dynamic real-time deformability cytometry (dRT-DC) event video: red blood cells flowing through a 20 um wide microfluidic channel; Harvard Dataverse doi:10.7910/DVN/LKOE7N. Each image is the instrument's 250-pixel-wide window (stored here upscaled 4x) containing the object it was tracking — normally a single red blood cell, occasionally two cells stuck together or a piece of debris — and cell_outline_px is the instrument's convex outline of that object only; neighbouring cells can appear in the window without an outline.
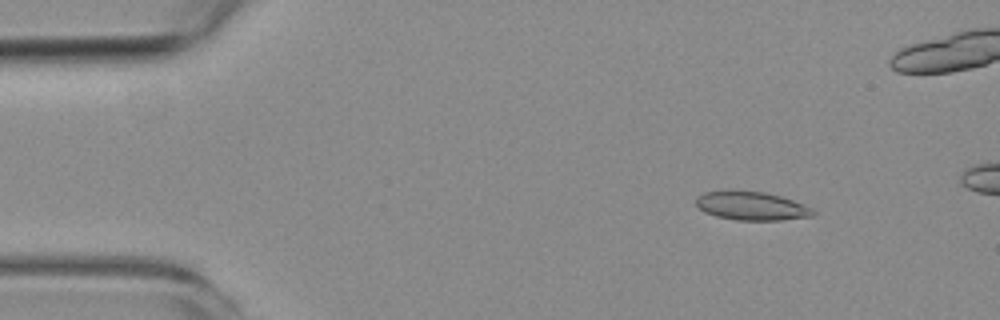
{"species": "common noctule bat (a hibernating species)", "species_latin": "Nyctalus noctula", "temperature_condition": "room temperature", "stored_images_in_passage": 4, "camera_frame_rate_fps": 3000, "um_per_image_px": 0.085, "animal": {"sex": "female", "body_mass_g": 19.3, "forearm_length_mm": 54.1}, "frame": {"image": 1, "passage_image": 1, "time_ms": 0.0, "image_size_px": [1000, 320], "cell_outline_px": [[816, 212], [812, 216], [784, 220], [736, 220], [716, 216], [704, 212], [696, 204], [696, 196], [704, 192], [728, 188], [732, 188], [764, 192], [780, 196], [792, 200], [812, 208]], "centroid_in_image_um": [63.82, 17.47], "position_along_channel_um": 21.2, "area_um2": 20.0}}